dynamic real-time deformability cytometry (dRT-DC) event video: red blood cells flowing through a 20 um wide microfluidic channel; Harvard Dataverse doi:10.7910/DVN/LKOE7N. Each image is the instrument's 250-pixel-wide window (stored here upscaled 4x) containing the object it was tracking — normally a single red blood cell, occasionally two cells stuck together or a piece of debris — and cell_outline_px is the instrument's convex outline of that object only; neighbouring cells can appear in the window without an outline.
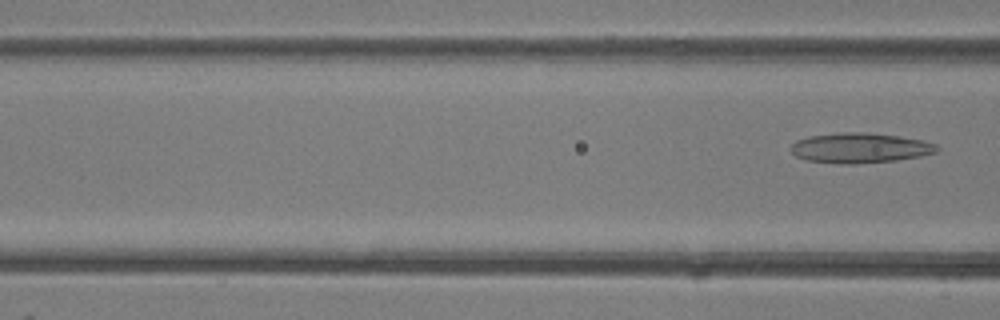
{"species": "common noctule bat (a hibernating species)", "species_latin": "Nyctalus noctula", "temperature_condition": "room temperature", "stored_images_in_passage": 6, "camera_frame_rate_fps": 3000, "um_per_image_px": 0.085, "animal": {"sex": "female"}, "frame": {"image": 1, "passage_image": 6, "time_ms": 6.667, "image_size_px": [1000, 320], "cell_outline_px": [[940, 148], [936, 152], [920, 156], [896, 160], [856, 164], [840, 164], [808, 160], [796, 156], [788, 148], [796, 140], [808, 136], [840, 132], [864, 132], [896, 136], [924, 140], [936, 144]], "centroid_in_image_um": [73.08, 12.57], "position_along_channel_um": 93.5, "area_um2": 25.66}}